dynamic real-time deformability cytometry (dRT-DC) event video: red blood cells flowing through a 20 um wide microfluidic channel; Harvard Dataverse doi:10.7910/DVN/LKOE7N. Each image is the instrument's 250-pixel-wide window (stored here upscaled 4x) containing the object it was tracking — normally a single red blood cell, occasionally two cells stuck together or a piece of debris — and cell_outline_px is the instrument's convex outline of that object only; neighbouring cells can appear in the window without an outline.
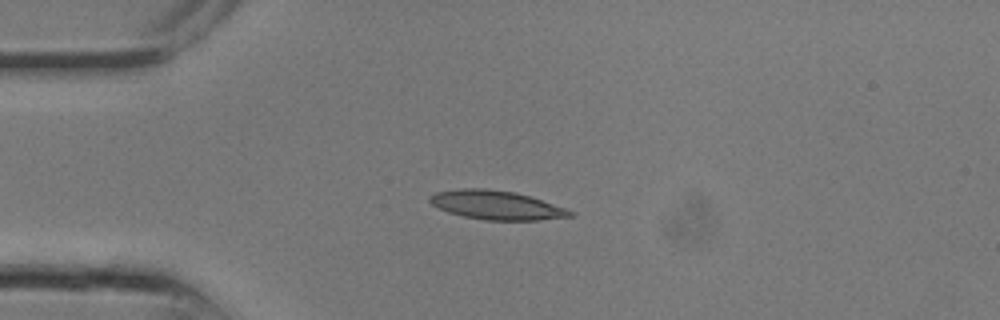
{"species": "common noctule bat (a hibernating species)", "species_latin": "Nyctalus noctula", "temperature_condition": "room temperature", "stored_images_in_passage": 9, "camera_frame_rate_fps": 3000, "um_per_image_px": 0.085, "animal": {"sex": "male", "body_mass_g": 13.3}, "frame": {"image": 1, "passage_image": 6, "time_ms": 1.667, "image_size_px": [1000, 320], "cell_outline_px": [[576, 216], [536, 220], [484, 220], [464, 216], [448, 212], [432, 204], [428, 200], [428, 196], [436, 192], [460, 188], [484, 188], [516, 192], [564, 208], [572, 212]], "centroid_in_image_um": [42.15, 17.43], "position_along_channel_um": 42.9, "area_um2": 23.41}}
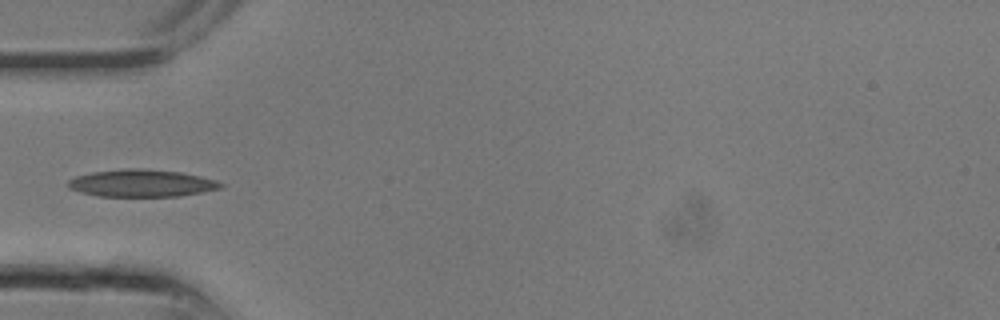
{"frame": {"image": 2, "passage_image": 8, "time_ms": 2.333, "image_size_px": [1000, 320], "cell_outline_px": [[224, 184], [220, 188], [180, 196], [96, 196], [80, 192], [68, 188], [68, 180], [76, 176], [92, 172], [124, 168], [148, 168], [180, 172], [200, 176], [216, 180]], "centroid_in_image_um": [12.0, 15.56], "position_along_channel_um": 73.0, "area_um2": 24.33}}